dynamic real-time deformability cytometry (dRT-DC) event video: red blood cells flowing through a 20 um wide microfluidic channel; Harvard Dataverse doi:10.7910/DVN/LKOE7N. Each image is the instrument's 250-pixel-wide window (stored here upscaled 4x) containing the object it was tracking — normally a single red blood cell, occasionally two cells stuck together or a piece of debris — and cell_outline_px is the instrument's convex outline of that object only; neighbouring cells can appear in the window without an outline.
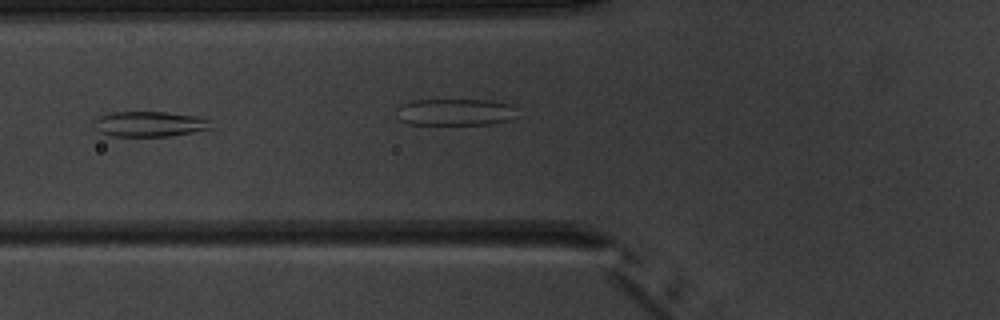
{"species": "common noctule bat (a hibernating species)", "species_latin": "Nyctalus noctula", "temperature_condition": "warm", "stored_images_in_passage": 7, "camera_frame_rate_fps": 3000, "um_per_image_px": 0.085, "animal": {"sex": "male", "body_mass_g": 20.1, "forearm_length_mm": 53.5}, "frame": {"image": 1, "passage_image": 6, "time_ms": 6.0, "image_size_px": [1000, 320], "cell_outline_px": [[212, 128], [192, 132], [168, 136], [112, 136], [100, 132], [96, 128], [92, 120], [108, 112], [168, 112], [196, 116], [208, 120]], "centroid_in_image_um": [12.66, 10.53], "position_along_channel_um": 113.1, "area_um2": 17.17}}
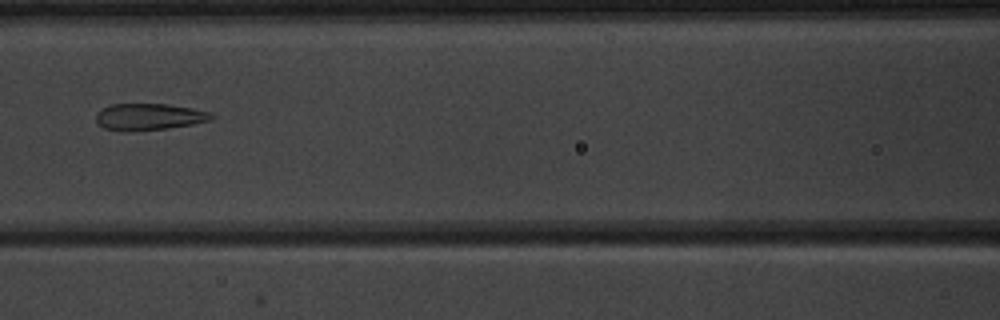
{"frame": {"image": 2, "passage_image": 7, "time_ms": 7.667, "image_size_px": [1000, 320], "cell_outline_px": [[216, 116], [212, 120], [192, 124], [168, 128], [104, 128], [96, 120], [96, 112], [112, 104], [164, 104], [192, 108], [212, 112]], "centroid_in_image_um": [12.78, 9.87], "position_along_channel_um": 153.8, "area_um2": 17.05}}